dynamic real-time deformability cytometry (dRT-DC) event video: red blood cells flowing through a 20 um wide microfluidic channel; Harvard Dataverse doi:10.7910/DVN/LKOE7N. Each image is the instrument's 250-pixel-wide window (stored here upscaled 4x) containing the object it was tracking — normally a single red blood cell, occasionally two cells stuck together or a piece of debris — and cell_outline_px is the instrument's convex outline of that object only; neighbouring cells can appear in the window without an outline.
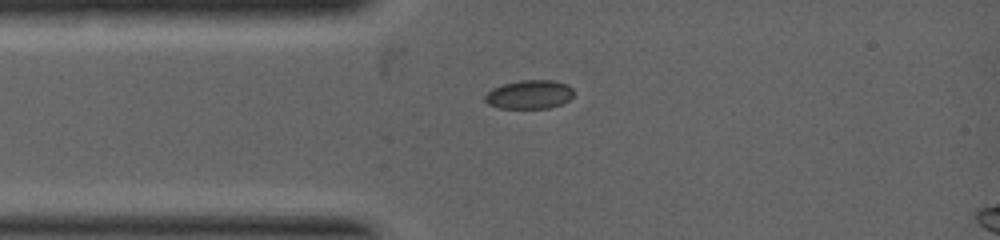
{"species": "common noctule bat (a hibernating species)", "species_latin": "Nyctalus noctula", "temperature_condition": "warm", "stored_images_in_passage": 2, "segment_of_instrument_passage": [1, 2], "camera_frame_rate_fps": 5000, "um_per_image_px": 0.085, "animal": {"sex": "female", "body_mass_g": 19.0, "forearm_length_mm": 53.3}, "frame": {"image": 1, "passage_image": 1, "time_ms": 0.0, "image_size_px": [1000, 240], "cell_outline_px": [[572, 96], [568, 100], [560, 104], [548, 108], [500, 108], [488, 104], [484, 100], [484, 96], [492, 88], [504, 84], [520, 80], [552, 80], [568, 84], [572, 88]], "centroid_in_image_um": [44.98, 8.03], "position_along_channel_um": 40.0, "area_um2": 14.8}}